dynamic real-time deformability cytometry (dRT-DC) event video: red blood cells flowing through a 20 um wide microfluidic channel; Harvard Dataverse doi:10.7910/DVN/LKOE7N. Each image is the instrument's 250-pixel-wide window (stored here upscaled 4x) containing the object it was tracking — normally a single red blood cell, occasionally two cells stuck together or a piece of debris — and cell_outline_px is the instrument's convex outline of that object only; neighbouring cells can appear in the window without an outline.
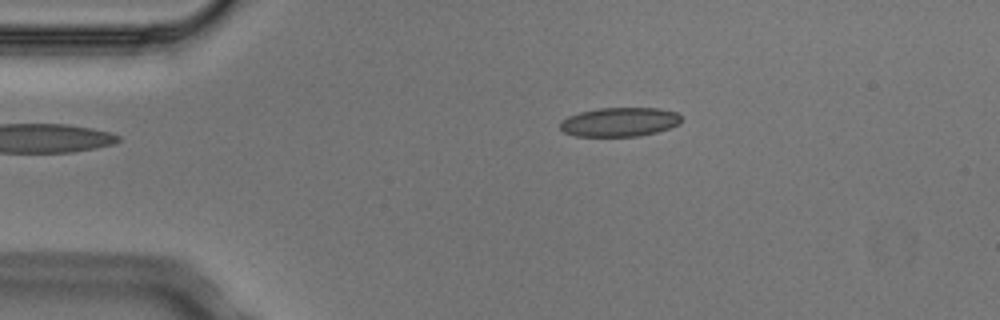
{"species": "Egyptian fruit bat (a non-hibernating species)", "species_latin": "Rousettus aegyptiacus", "temperature_condition": "cold", "stored_images_in_passage": 2, "camera_frame_rate_fps": 3000, "um_per_image_px": 0.085, "animal": {"sex": "male"}, "frame": {"image": 1, "passage_image": 1, "time_ms": 0.0, "image_size_px": [1000, 320], "cell_outline_px": [[680, 124], [656, 132], [640, 136], [576, 136], [564, 132], [560, 128], [560, 124], [568, 116], [580, 112], [600, 108], [660, 108], [676, 112], [680, 116]], "centroid_in_image_um": [52.67, 10.37], "position_along_channel_um": 32.3, "area_um2": 20.4}}